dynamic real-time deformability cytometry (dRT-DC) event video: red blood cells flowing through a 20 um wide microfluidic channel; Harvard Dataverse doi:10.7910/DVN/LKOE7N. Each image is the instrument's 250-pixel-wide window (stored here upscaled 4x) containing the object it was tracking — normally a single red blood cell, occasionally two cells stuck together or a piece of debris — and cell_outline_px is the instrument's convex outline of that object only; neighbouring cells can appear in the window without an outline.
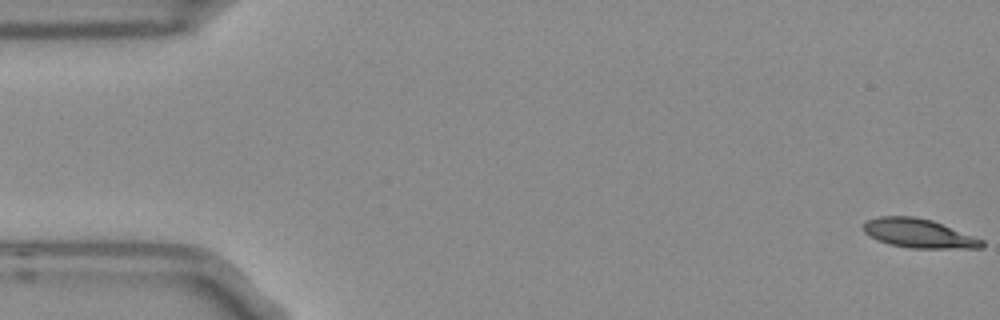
{"species": "Egyptian fruit bat (a non-hibernating species)", "species_latin": "Rousettus aegyptiacus", "temperature_condition": "room temperature", "stored_images_in_passage": 5, "camera_frame_rate_fps": 3000, "um_per_image_px": 0.085, "frame": {"image": 1, "passage_image": 1, "time_ms": 0.0, "image_size_px": [1000, 320], "cell_outline_px": [[984, 248], [912, 248], [888, 244], [864, 232], [864, 224], [868, 220], [880, 216], [912, 216], [932, 220], [984, 240]], "centroid_in_image_um": [78.13, 19.84], "position_along_channel_um": 6.9, "area_um2": 19.77}}
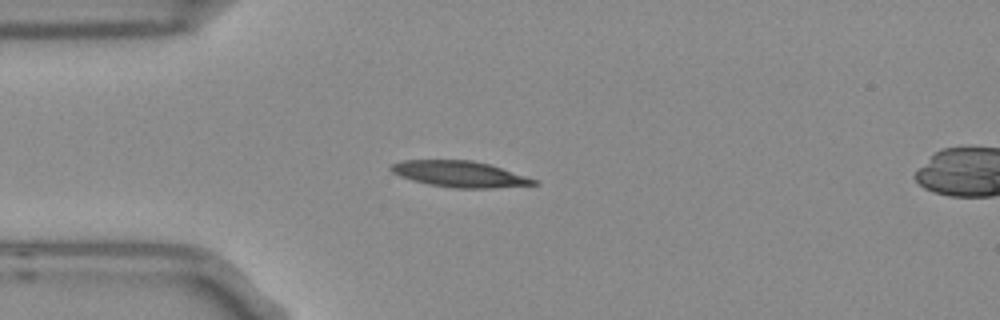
{"frame": {"image": 2, "passage_image": 4, "time_ms": 1.0, "image_size_px": [1000, 320], "cell_outline_px": [[540, 184], [492, 188], [456, 188], [428, 184], [412, 180], [400, 176], [392, 172], [388, 168], [392, 164], [404, 160], [472, 160], [488, 164], [540, 180]], "centroid_in_image_um": [39.1, 14.8], "position_along_channel_um": 45.9, "area_um2": 21.68}}